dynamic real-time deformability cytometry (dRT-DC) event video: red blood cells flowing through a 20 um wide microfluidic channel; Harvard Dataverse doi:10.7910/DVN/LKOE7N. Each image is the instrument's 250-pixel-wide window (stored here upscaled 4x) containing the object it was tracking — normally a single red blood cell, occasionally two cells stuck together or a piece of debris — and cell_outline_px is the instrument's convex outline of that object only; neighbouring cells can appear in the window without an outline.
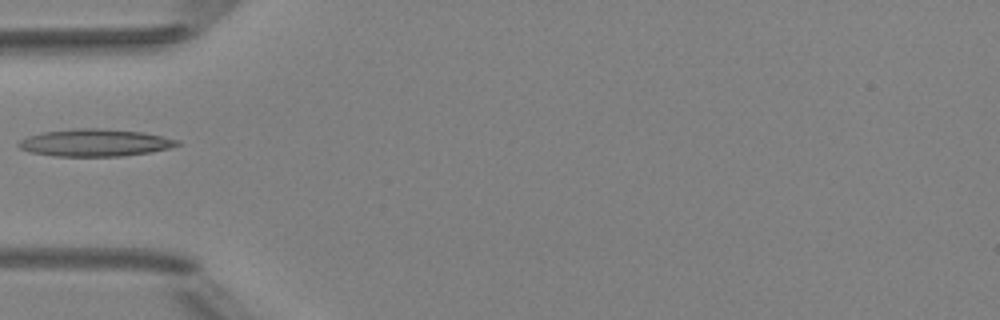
{"species": "Egyptian fruit bat (a non-hibernating species)", "species_latin": "Rousettus aegyptiacus", "temperature_condition": "room temperature", "stored_images_in_passage": 3, "camera_frame_rate_fps": 3000, "um_per_image_px": 0.085, "animal": {"sex": "female"}, "frame": {"image": 1, "passage_image": 3, "time_ms": 2.0, "image_size_px": [1000, 320], "cell_outline_px": [[184, 144], [172, 148], [152, 152], [124, 156], [56, 156], [32, 152], [20, 148], [16, 144], [20, 140], [28, 136], [44, 132], [76, 128], [100, 128], [140, 132], [180, 140]], "centroid_in_image_um": [8.14, 12.13], "position_along_channel_um": 76.9, "area_um2": 25.26}}